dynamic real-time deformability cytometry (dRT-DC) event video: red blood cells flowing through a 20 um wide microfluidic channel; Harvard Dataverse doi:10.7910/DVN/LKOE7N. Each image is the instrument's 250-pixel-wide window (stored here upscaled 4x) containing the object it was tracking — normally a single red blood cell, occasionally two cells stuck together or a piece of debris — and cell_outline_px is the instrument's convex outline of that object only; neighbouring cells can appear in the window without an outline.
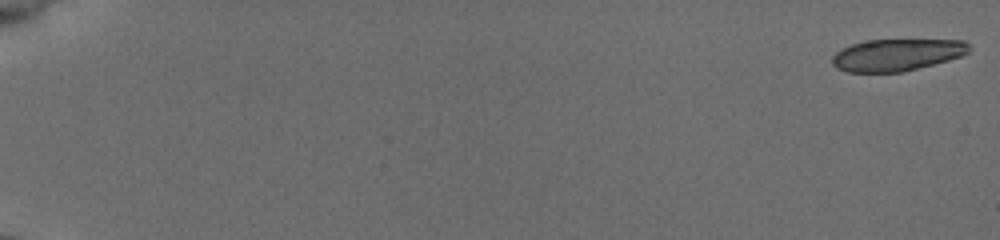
{"species": "common noctule bat (a hibernating species)", "species_latin": "Nyctalus noctula", "temperature_condition": "cold", "stored_images_in_passage": 24, "camera_frame_rate_fps": 3000, "um_per_image_px": 0.085, "animal": {"sex": "female", "body_mass_g": 19.5, "forearm_length_mm": 54.1}, "frame": {"image": 1, "passage_image": 1, "time_ms": 0.0, "image_size_px": [1000, 240], "cell_outline_px": [[968, 52], [960, 56], [948, 60], [900, 72], [848, 72], [836, 68], [832, 64], [832, 56], [840, 48], [852, 44], [868, 40], [964, 40], [968, 44]], "centroid_in_image_um": [76.17, 4.66], "position_along_channel_um": 8.8, "area_um2": 25.26}}
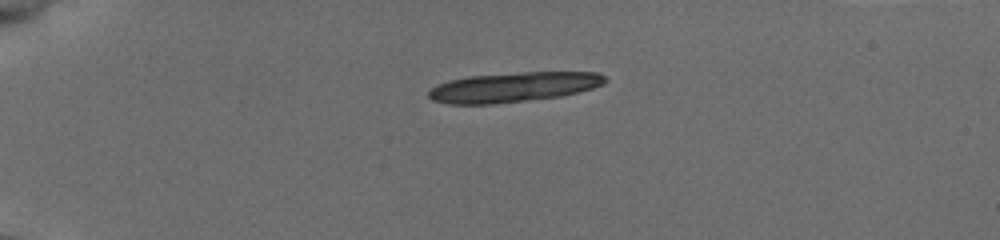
{"frame": {"image": 2, "passage_image": 15, "time_ms": 4.667, "image_size_px": [1000, 240], "cell_outline_px": [[608, 80], [604, 84], [592, 88], [560, 96], [528, 100], [492, 104], [448, 104], [432, 100], [428, 96], [428, 92], [432, 88], [448, 80], [468, 76], [524, 72], [596, 72], [604, 76]], "centroid_in_image_um": [43.63, 7.4], "position_along_channel_um": 41.4, "area_um2": 30.46}}